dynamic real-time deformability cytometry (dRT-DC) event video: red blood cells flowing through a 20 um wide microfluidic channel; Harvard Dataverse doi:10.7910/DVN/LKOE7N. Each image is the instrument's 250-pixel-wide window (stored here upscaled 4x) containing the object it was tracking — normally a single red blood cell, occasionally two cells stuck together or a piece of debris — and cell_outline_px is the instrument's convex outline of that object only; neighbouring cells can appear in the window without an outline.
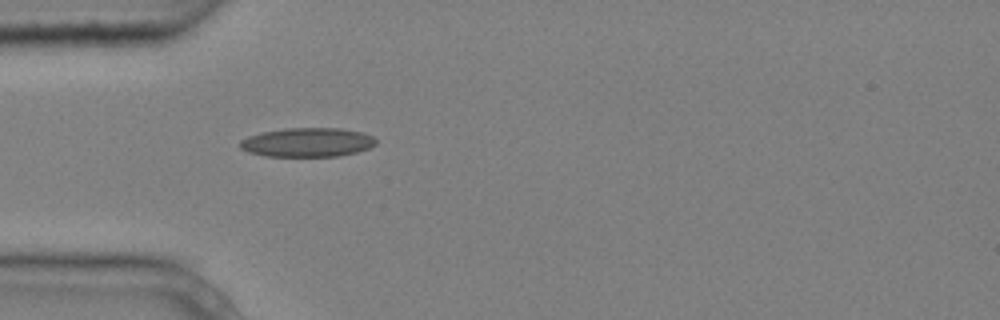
{"species": "common noctule bat (a hibernating species)", "species_latin": "Nyctalus noctula", "temperature_condition": "cold", "stored_images_in_passage": 1, "camera_frame_rate_fps": 3000, "um_per_image_px": 0.085, "animal": {"sex": "male", "body_mass_g": 20.4}, "frame": {"image": 1, "passage_image": 1, "time_ms": 0.0, "image_size_px": [1000, 320], "cell_outline_px": [[376, 144], [368, 148], [356, 152], [336, 156], [264, 156], [248, 152], [240, 148], [240, 140], [248, 136], [264, 132], [284, 128], [340, 128], [364, 132], [372, 136], [376, 140]], "centroid_in_image_um": [26.13, 12.09], "position_along_channel_um": 58.9, "area_um2": 23.0}}